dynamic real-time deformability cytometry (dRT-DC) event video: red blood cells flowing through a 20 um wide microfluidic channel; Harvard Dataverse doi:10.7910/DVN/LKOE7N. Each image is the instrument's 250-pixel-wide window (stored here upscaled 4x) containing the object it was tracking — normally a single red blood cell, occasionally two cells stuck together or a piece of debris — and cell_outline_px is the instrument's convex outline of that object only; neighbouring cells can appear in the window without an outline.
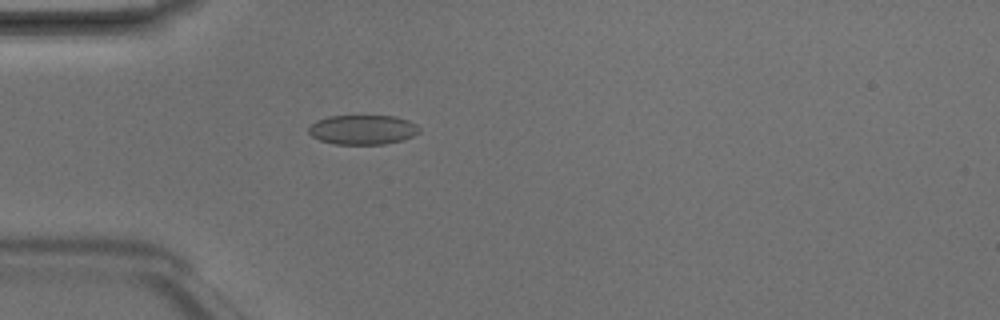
{"species": "Egyptian fruit bat (a non-hibernating species)", "species_latin": "Rousettus aegyptiacus", "temperature_condition": "room temperature", "stored_images_in_passage": 4, "camera_frame_rate_fps": 3000, "um_per_image_px": 0.085, "animal": {"sex": "male"}, "frame": {"image": 1, "passage_image": 4, "time_ms": 1.0, "image_size_px": [1000, 320], "cell_outline_px": [[420, 132], [404, 140], [384, 144], [336, 144], [320, 140], [312, 136], [308, 132], [308, 128], [316, 120], [328, 116], [396, 116], [408, 120], [416, 124], [420, 128]], "centroid_in_image_um": [30.85, 11.02], "position_along_channel_um": 54.2, "area_um2": 19.13}}